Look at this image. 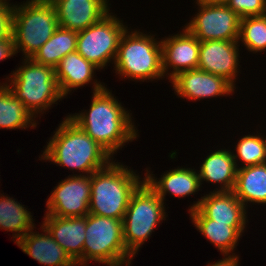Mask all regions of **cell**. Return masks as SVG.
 <instances>
[{
	"label": "cell",
	"instance_id": "cell-1",
	"mask_svg": "<svg viewBox=\"0 0 266 266\" xmlns=\"http://www.w3.org/2000/svg\"><path fill=\"white\" fill-rule=\"evenodd\" d=\"M107 88L92 94L89 109L66 116L114 158L140 135L131 110Z\"/></svg>",
	"mask_w": 266,
	"mask_h": 266
},
{
	"label": "cell",
	"instance_id": "cell-2",
	"mask_svg": "<svg viewBox=\"0 0 266 266\" xmlns=\"http://www.w3.org/2000/svg\"><path fill=\"white\" fill-rule=\"evenodd\" d=\"M62 118L39 156L40 161L73 171L71 175H91L114 158L67 116ZM75 170V171H74ZM77 171V172H76ZM77 174H74V173Z\"/></svg>",
	"mask_w": 266,
	"mask_h": 266
},
{
	"label": "cell",
	"instance_id": "cell-3",
	"mask_svg": "<svg viewBox=\"0 0 266 266\" xmlns=\"http://www.w3.org/2000/svg\"><path fill=\"white\" fill-rule=\"evenodd\" d=\"M140 30L128 27L122 34L113 64L114 73L119 79L135 83L163 80L161 39L155 38L157 34Z\"/></svg>",
	"mask_w": 266,
	"mask_h": 266
},
{
	"label": "cell",
	"instance_id": "cell-4",
	"mask_svg": "<svg viewBox=\"0 0 266 266\" xmlns=\"http://www.w3.org/2000/svg\"><path fill=\"white\" fill-rule=\"evenodd\" d=\"M116 161L115 158L91 174L89 213L123 220L132 194L144 182V175Z\"/></svg>",
	"mask_w": 266,
	"mask_h": 266
},
{
	"label": "cell",
	"instance_id": "cell-5",
	"mask_svg": "<svg viewBox=\"0 0 266 266\" xmlns=\"http://www.w3.org/2000/svg\"><path fill=\"white\" fill-rule=\"evenodd\" d=\"M20 66L4 81L14 96L37 119L65 99L56 79L55 69L23 58ZM13 72V73H12Z\"/></svg>",
	"mask_w": 266,
	"mask_h": 266
},
{
	"label": "cell",
	"instance_id": "cell-6",
	"mask_svg": "<svg viewBox=\"0 0 266 266\" xmlns=\"http://www.w3.org/2000/svg\"><path fill=\"white\" fill-rule=\"evenodd\" d=\"M22 2L13 4L12 37L16 53L31 58L52 37L59 23L53 5L43 0Z\"/></svg>",
	"mask_w": 266,
	"mask_h": 266
},
{
	"label": "cell",
	"instance_id": "cell-7",
	"mask_svg": "<svg viewBox=\"0 0 266 266\" xmlns=\"http://www.w3.org/2000/svg\"><path fill=\"white\" fill-rule=\"evenodd\" d=\"M165 205L145 181L132 194L122 222L125 246L134 257L157 226L168 220Z\"/></svg>",
	"mask_w": 266,
	"mask_h": 266
},
{
	"label": "cell",
	"instance_id": "cell-8",
	"mask_svg": "<svg viewBox=\"0 0 266 266\" xmlns=\"http://www.w3.org/2000/svg\"><path fill=\"white\" fill-rule=\"evenodd\" d=\"M85 243L83 245V266L90 261L106 266H118L135 258L126 248L123 238V222L120 219L86 215Z\"/></svg>",
	"mask_w": 266,
	"mask_h": 266
},
{
	"label": "cell",
	"instance_id": "cell-9",
	"mask_svg": "<svg viewBox=\"0 0 266 266\" xmlns=\"http://www.w3.org/2000/svg\"><path fill=\"white\" fill-rule=\"evenodd\" d=\"M111 11L90 27L77 32L76 51L99 71L114 64L120 38L128 28L127 22Z\"/></svg>",
	"mask_w": 266,
	"mask_h": 266
},
{
	"label": "cell",
	"instance_id": "cell-10",
	"mask_svg": "<svg viewBox=\"0 0 266 266\" xmlns=\"http://www.w3.org/2000/svg\"><path fill=\"white\" fill-rule=\"evenodd\" d=\"M198 9L184 27L199 41H238L240 17L225 3L194 1Z\"/></svg>",
	"mask_w": 266,
	"mask_h": 266
},
{
	"label": "cell",
	"instance_id": "cell-11",
	"mask_svg": "<svg viewBox=\"0 0 266 266\" xmlns=\"http://www.w3.org/2000/svg\"><path fill=\"white\" fill-rule=\"evenodd\" d=\"M46 199L44 215L83 217L89 214L91 175H67Z\"/></svg>",
	"mask_w": 266,
	"mask_h": 266
},
{
	"label": "cell",
	"instance_id": "cell-12",
	"mask_svg": "<svg viewBox=\"0 0 266 266\" xmlns=\"http://www.w3.org/2000/svg\"><path fill=\"white\" fill-rule=\"evenodd\" d=\"M169 85L178 99L197 102L202 99L230 97L236 88L224 77L213 75L200 69L179 73ZM235 91V92H234Z\"/></svg>",
	"mask_w": 266,
	"mask_h": 266
},
{
	"label": "cell",
	"instance_id": "cell-13",
	"mask_svg": "<svg viewBox=\"0 0 266 266\" xmlns=\"http://www.w3.org/2000/svg\"><path fill=\"white\" fill-rule=\"evenodd\" d=\"M211 189L207 193L200 194L197 201L189 205L188 212L198 209L207 219L215 223H230L242 235L247 232L249 223L248 210L235 196L233 191L213 192Z\"/></svg>",
	"mask_w": 266,
	"mask_h": 266
},
{
	"label": "cell",
	"instance_id": "cell-14",
	"mask_svg": "<svg viewBox=\"0 0 266 266\" xmlns=\"http://www.w3.org/2000/svg\"><path fill=\"white\" fill-rule=\"evenodd\" d=\"M239 47L238 41H200L198 69L224 77L238 89L236 82L242 68Z\"/></svg>",
	"mask_w": 266,
	"mask_h": 266
},
{
	"label": "cell",
	"instance_id": "cell-15",
	"mask_svg": "<svg viewBox=\"0 0 266 266\" xmlns=\"http://www.w3.org/2000/svg\"><path fill=\"white\" fill-rule=\"evenodd\" d=\"M162 69L170 82L179 73L197 69L200 41L184 26L174 35L161 37Z\"/></svg>",
	"mask_w": 266,
	"mask_h": 266
},
{
	"label": "cell",
	"instance_id": "cell-16",
	"mask_svg": "<svg viewBox=\"0 0 266 266\" xmlns=\"http://www.w3.org/2000/svg\"><path fill=\"white\" fill-rule=\"evenodd\" d=\"M144 181L166 204L167 195L175 198H186L198 194L201 190L197 169L178 166L155 176L150 167L145 168Z\"/></svg>",
	"mask_w": 266,
	"mask_h": 266
},
{
	"label": "cell",
	"instance_id": "cell-17",
	"mask_svg": "<svg viewBox=\"0 0 266 266\" xmlns=\"http://www.w3.org/2000/svg\"><path fill=\"white\" fill-rule=\"evenodd\" d=\"M98 70L77 51L67 54L55 68L61 94L67 98L68 94L70 95L85 85H92V93L103 90L107 85L96 78V71Z\"/></svg>",
	"mask_w": 266,
	"mask_h": 266
},
{
	"label": "cell",
	"instance_id": "cell-18",
	"mask_svg": "<svg viewBox=\"0 0 266 266\" xmlns=\"http://www.w3.org/2000/svg\"><path fill=\"white\" fill-rule=\"evenodd\" d=\"M43 218L41 225L49 231L53 239L67 252L77 266H83L86 216L58 217L44 215Z\"/></svg>",
	"mask_w": 266,
	"mask_h": 266
},
{
	"label": "cell",
	"instance_id": "cell-19",
	"mask_svg": "<svg viewBox=\"0 0 266 266\" xmlns=\"http://www.w3.org/2000/svg\"><path fill=\"white\" fill-rule=\"evenodd\" d=\"M110 0H62L54 4L60 27L81 31L104 17L112 8Z\"/></svg>",
	"mask_w": 266,
	"mask_h": 266
},
{
	"label": "cell",
	"instance_id": "cell-20",
	"mask_svg": "<svg viewBox=\"0 0 266 266\" xmlns=\"http://www.w3.org/2000/svg\"><path fill=\"white\" fill-rule=\"evenodd\" d=\"M40 228L42 233L33 228L16 245L43 266H77L49 231L43 225Z\"/></svg>",
	"mask_w": 266,
	"mask_h": 266
},
{
	"label": "cell",
	"instance_id": "cell-21",
	"mask_svg": "<svg viewBox=\"0 0 266 266\" xmlns=\"http://www.w3.org/2000/svg\"><path fill=\"white\" fill-rule=\"evenodd\" d=\"M208 153L202 160L197 171L201 187L204 182L210 183L214 188L213 192L233 191L236 183L237 166L231 149L218 148ZM218 184V185H217Z\"/></svg>",
	"mask_w": 266,
	"mask_h": 266
},
{
	"label": "cell",
	"instance_id": "cell-22",
	"mask_svg": "<svg viewBox=\"0 0 266 266\" xmlns=\"http://www.w3.org/2000/svg\"><path fill=\"white\" fill-rule=\"evenodd\" d=\"M189 213L193 227L200 232L207 241L210 242L217 250L223 254H237L236 248L242 235L230 223H215L211 219H207L198 209H194Z\"/></svg>",
	"mask_w": 266,
	"mask_h": 266
},
{
	"label": "cell",
	"instance_id": "cell-23",
	"mask_svg": "<svg viewBox=\"0 0 266 266\" xmlns=\"http://www.w3.org/2000/svg\"><path fill=\"white\" fill-rule=\"evenodd\" d=\"M233 192L248 208L252 205H266V163L237 169ZM251 205V206H250Z\"/></svg>",
	"mask_w": 266,
	"mask_h": 266
},
{
	"label": "cell",
	"instance_id": "cell-24",
	"mask_svg": "<svg viewBox=\"0 0 266 266\" xmlns=\"http://www.w3.org/2000/svg\"><path fill=\"white\" fill-rule=\"evenodd\" d=\"M7 195L0 192V229L12 232V241L17 243L27 232L36 228L35 219L27 206Z\"/></svg>",
	"mask_w": 266,
	"mask_h": 266
},
{
	"label": "cell",
	"instance_id": "cell-25",
	"mask_svg": "<svg viewBox=\"0 0 266 266\" xmlns=\"http://www.w3.org/2000/svg\"><path fill=\"white\" fill-rule=\"evenodd\" d=\"M39 122L24 107L5 82H0V129H35Z\"/></svg>",
	"mask_w": 266,
	"mask_h": 266
},
{
	"label": "cell",
	"instance_id": "cell-26",
	"mask_svg": "<svg viewBox=\"0 0 266 266\" xmlns=\"http://www.w3.org/2000/svg\"><path fill=\"white\" fill-rule=\"evenodd\" d=\"M77 31L58 27L52 37L40 47L31 59L42 65L58 66L61 59L67 54L76 51Z\"/></svg>",
	"mask_w": 266,
	"mask_h": 266
},
{
	"label": "cell",
	"instance_id": "cell-27",
	"mask_svg": "<svg viewBox=\"0 0 266 266\" xmlns=\"http://www.w3.org/2000/svg\"><path fill=\"white\" fill-rule=\"evenodd\" d=\"M255 132L240 136L234 150L231 149L237 169L266 163V135L262 130Z\"/></svg>",
	"mask_w": 266,
	"mask_h": 266
},
{
	"label": "cell",
	"instance_id": "cell-28",
	"mask_svg": "<svg viewBox=\"0 0 266 266\" xmlns=\"http://www.w3.org/2000/svg\"><path fill=\"white\" fill-rule=\"evenodd\" d=\"M238 44L252 54L266 51V14L240 19Z\"/></svg>",
	"mask_w": 266,
	"mask_h": 266
},
{
	"label": "cell",
	"instance_id": "cell-29",
	"mask_svg": "<svg viewBox=\"0 0 266 266\" xmlns=\"http://www.w3.org/2000/svg\"><path fill=\"white\" fill-rule=\"evenodd\" d=\"M225 4L240 18L266 14V0H227Z\"/></svg>",
	"mask_w": 266,
	"mask_h": 266
},
{
	"label": "cell",
	"instance_id": "cell-30",
	"mask_svg": "<svg viewBox=\"0 0 266 266\" xmlns=\"http://www.w3.org/2000/svg\"><path fill=\"white\" fill-rule=\"evenodd\" d=\"M13 4L0 2V40L12 36Z\"/></svg>",
	"mask_w": 266,
	"mask_h": 266
},
{
	"label": "cell",
	"instance_id": "cell-31",
	"mask_svg": "<svg viewBox=\"0 0 266 266\" xmlns=\"http://www.w3.org/2000/svg\"><path fill=\"white\" fill-rule=\"evenodd\" d=\"M16 55L17 53L12 36L8 39L0 40V62L7 60V58H13Z\"/></svg>",
	"mask_w": 266,
	"mask_h": 266
},
{
	"label": "cell",
	"instance_id": "cell-32",
	"mask_svg": "<svg viewBox=\"0 0 266 266\" xmlns=\"http://www.w3.org/2000/svg\"><path fill=\"white\" fill-rule=\"evenodd\" d=\"M240 254H223L221 260L215 262H207L206 266H240Z\"/></svg>",
	"mask_w": 266,
	"mask_h": 266
},
{
	"label": "cell",
	"instance_id": "cell-33",
	"mask_svg": "<svg viewBox=\"0 0 266 266\" xmlns=\"http://www.w3.org/2000/svg\"><path fill=\"white\" fill-rule=\"evenodd\" d=\"M134 258H130L128 260H125L124 262L120 263L118 266H132V261H133Z\"/></svg>",
	"mask_w": 266,
	"mask_h": 266
},
{
	"label": "cell",
	"instance_id": "cell-34",
	"mask_svg": "<svg viewBox=\"0 0 266 266\" xmlns=\"http://www.w3.org/2000/svg\"><path fill=\"white\" fill-rule=\"evenodd\" d=\"M206 3H225L227 0H200Z\"/></svg>",
	"mask_w": 266,
	"mask_h": 266
},
{
	"label": "cell",
	"instance_id": "cell-35",
	"mask_svg": "<svg viewBox=\"0 0 266 266\" xmlns=\"http://www.w3.org/2000/svg\"><path fill=\"white\" fill-rule=\"evenodd\" d=\"M45 3L47 4H50V5H54L56 4L57 2L59 1H62V0H43Z\"/></svg>",
	"mask_w": 266,
	"mask_h": 266
},
{
	"label": "cell",
	"instance_id": "cell-36",
	"mask_svg": "<svg viewBox=\"0 0 266 266\" xmlns=\"http://www.w3.org/2000/svg\"><path fill=\"white\" fill-rule=\"evenodd\" d=\"M11 0H0V2H4V3H12L14 4V2H10Z\"/></svg>",
	"mask_w": 266,
	"mask_h": 266
}]
</instances>
